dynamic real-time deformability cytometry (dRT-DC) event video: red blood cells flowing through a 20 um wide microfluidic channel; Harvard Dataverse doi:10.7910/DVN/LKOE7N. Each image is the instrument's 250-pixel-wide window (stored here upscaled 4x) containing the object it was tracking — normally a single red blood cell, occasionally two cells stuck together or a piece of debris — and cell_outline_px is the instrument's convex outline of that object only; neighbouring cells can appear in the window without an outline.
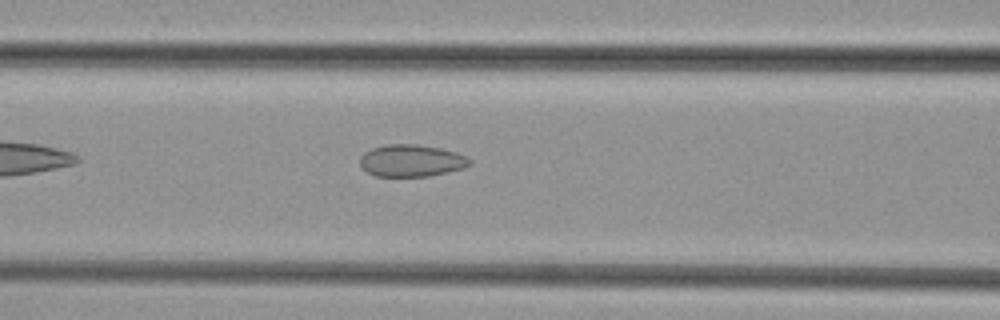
{"species": "common noctule bat (a hibernating species)", "species_latin": "Nyctalus noctula", "temperature_condition": "cold", "stored_images_in_passage": 36, "camera_frame_rate_fps": 3000, "um_per_image_px": 0.085, "animal": {"sex": "female", "body_mass_g": 29.2, "forearm_length_mm": 56.3}, "frame": {"image": 1, "passage_image": 8, "time_ms": 2.333, "image_size_px": [1000, 320], "cell_outline_px": [[472, 164], [464, 168], [428, 176], [376, 176], [368, 172], [360, 164], [360, 156], [364, 152], [372, 148], [388, 144], [416, 144], [440, 148], [456, 152], [472, 160]], "centroid_in_image_um": [34.97, 13.65], "position_along_channel_um": 131.6, "area_um2": 20.4}}
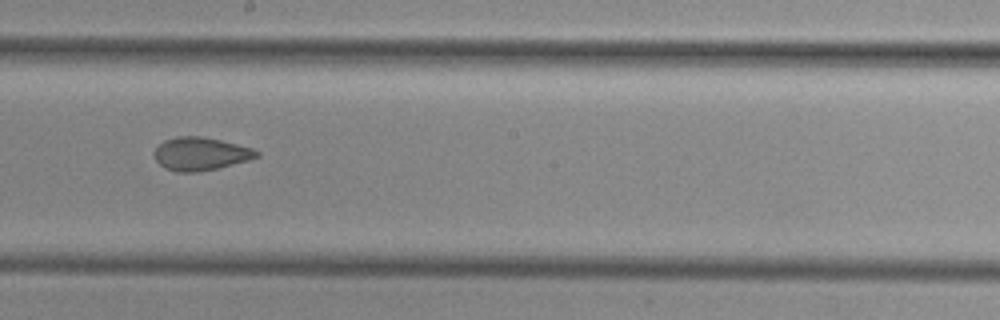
{"frame": {"image": 2, "passage_image": 15, "time_ms": 4.667, "image_size_px": [1000, 320], "cell_outline_px": [[260, 156], [248, 160], [200, 172], [176, 172], [164, 168], [156, 160], [152, 152], [164, 140], [176, 136], [200, 136], [220, 140], [252, 148], [260, 152]], "centroid_in_image_um": [17.02, 13.07], "position_along_channel_um": 231.2, "area_um2": 19.71}}
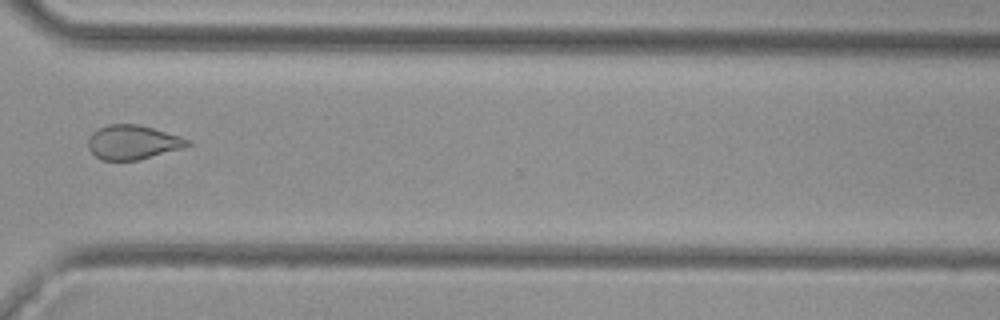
{"frame": {"image": 3, "passage_image": 24, "time_ms": 7.667, "image_size_px": [1000, 320], "cell_outline_px": [[192, 144], [184, 148], [136, 160], [100, 160], [88, 148], [88, 140], [92, 132], [108, 124], [136, 124], [152, 128], [180, 136], [192, 140]], "centroid_in_image_um": [11.3, 12.09], "position_along_channel_um": 359.3, "area_um2": 19.77}}